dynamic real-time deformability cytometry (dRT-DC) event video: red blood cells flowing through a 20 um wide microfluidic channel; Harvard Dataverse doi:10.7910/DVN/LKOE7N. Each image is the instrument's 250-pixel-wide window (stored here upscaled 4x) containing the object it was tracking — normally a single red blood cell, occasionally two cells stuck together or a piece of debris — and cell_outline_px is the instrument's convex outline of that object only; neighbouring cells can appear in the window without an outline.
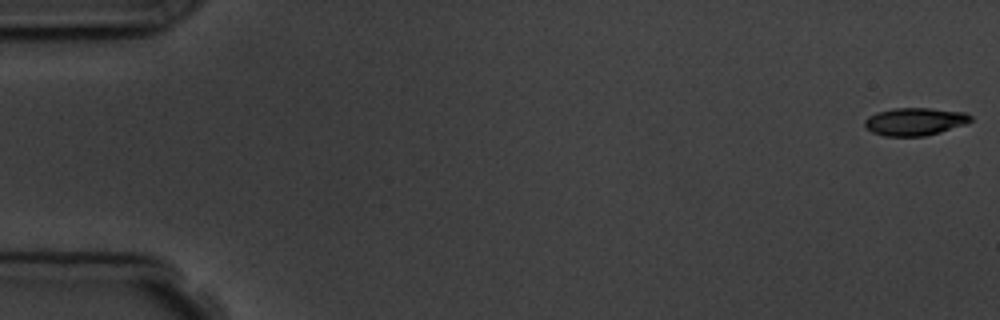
{"species": "common noctule bat (a hibernating species)", "species_latin": "Nyctalus noctula", "temperature_condition": "room temperature", "stored_images_in_passage": 11, "camera_frame_rate_fps": 3000, "um_per_image_px": 0.085, "animal": {"sex": "male", "body_mass_g": 19.5, "forearm_length_mm": 54.6}, "frame": {"image": 1, "passage_image": 1, "time_ms": 0.0, "image_size_px": [1000, 320], "cell_outline_px": [[972, 120], [968, 124], [940, 132], [924, 136], [884, 136], [872, 132], [864, 124], [864, 120], [868, 116], [876, 112], [892, 108], [928, 108], [964, 112], [972, 116]], "centroid_in_image_um": [77.77, 10.33], "position_along_channel_um": 7.2, "area_um2": 17.22}}
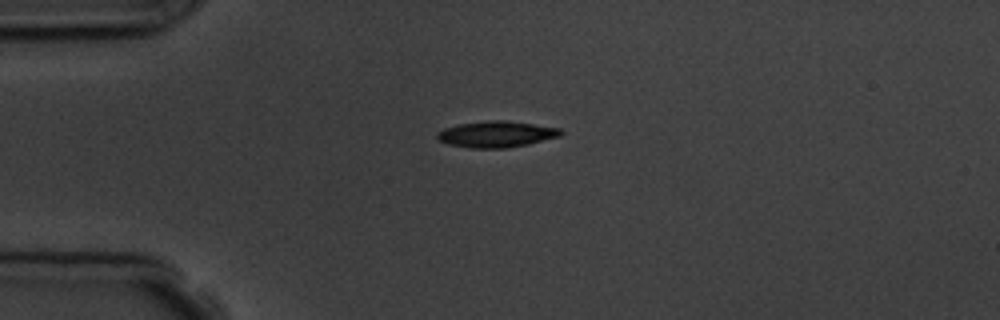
{"frame": {"image": 2, "passage_image": 4, "time_ms": 4.333, "image_size_px": [1000, 320], "cell_outline_px": [[564, 132], [560, 136], [528, 144], [508, 148], [472, 148], [448, 144], [440, 140], [436, 136], [436, 132], [444, 128], [460, 124], [492, 120], [504, 120], [560, 128]], "centroid_in_image_um": [42.19, 11.41], "position_along_channel_um": 42.8, "area_um2": 18.73}}
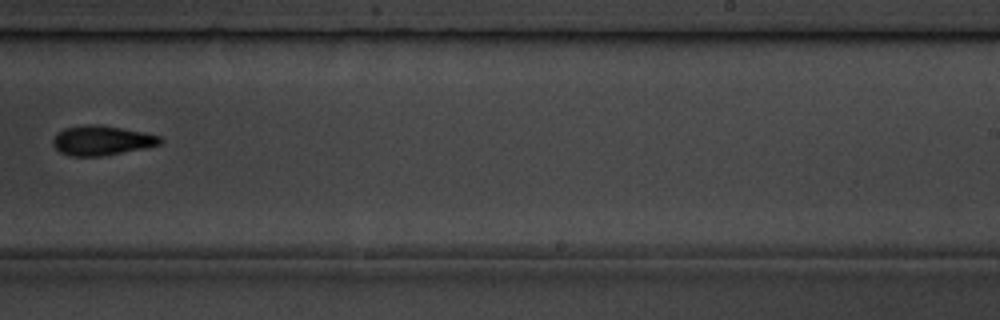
{"frame": {"image": 3, "passage_image": 10, "time_ms": 11.333, "image_size_px": [1000, 320], "cell_outline_px": [[164, 140], [160, 144], [144, 148], [100, 156], [72, 156], [60, 152], [52, 144], [52, 140], [56, 132], [64, 128], [84, 124], [100, 124], [144, 132], [160, 136]], "centroid_in_image_um": [8.62, 11.92], "position_along_channel_um": 280.4, "area_um2": 18.61}}